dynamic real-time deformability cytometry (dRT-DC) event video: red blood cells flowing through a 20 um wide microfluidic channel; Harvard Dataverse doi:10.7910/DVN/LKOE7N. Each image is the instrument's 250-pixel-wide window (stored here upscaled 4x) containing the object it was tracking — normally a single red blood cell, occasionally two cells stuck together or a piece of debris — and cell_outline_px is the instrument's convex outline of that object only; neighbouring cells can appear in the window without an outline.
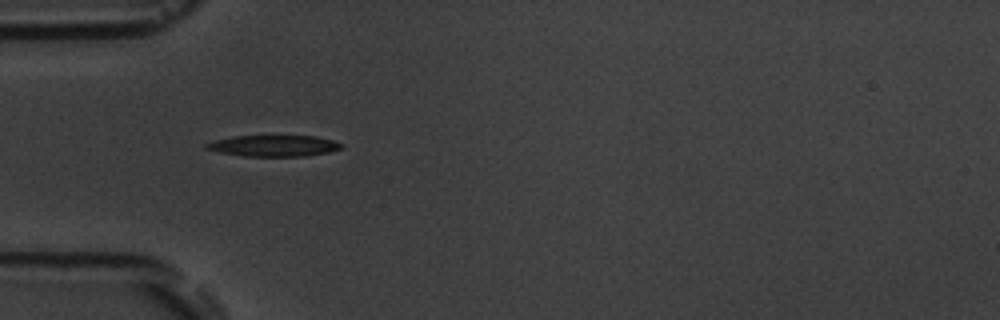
{"species": "common noctule bat (a hibernating species)", "species_latin": "Nyctalus noctula", "temperature_condition": "room temperature", "stored_images_in_passage": 12, "camera_frame_rate_fps": 3000, "um_per_image_px": 0.085, "animal": {"sex": "male", "body_mass_g": 19.5, "forearm_length_mm": 54.6}, "frame": {"image": 1, "passage_image": 4, "time_ms": 4.0, "image_size_px": [1000, 320], "cell_outline_px": [[344, 144], [340, 148], [328, 152], [304, 156], [244, 156], [220, 152], [204, 148], [204, 144], [216, 140], [232, 136], [316, 136], [332, 140]], "centroid_in_image_um": [23.25, 12.39], "position_along_channel_um": 61.7, "area_um2": 16.53}}
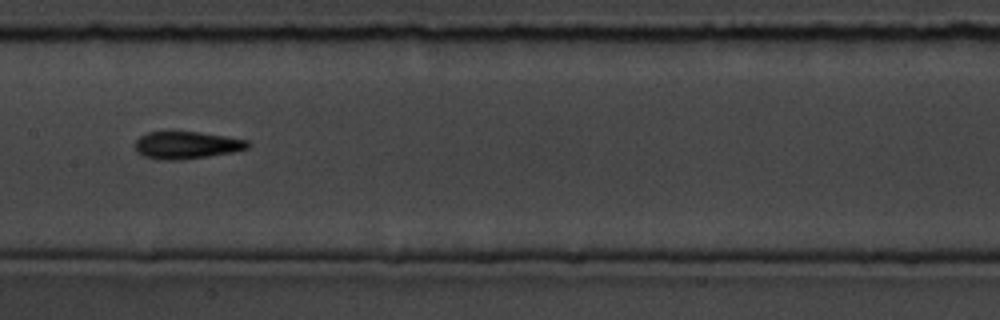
{"frame": {"image": 2, "passage_image": 7, "time_ms": 7.667, "image_size_px": [1000, 320], "cell_outline_px": [[252, 144], [248, 148], [232, 152], [208, 156], [180, 160], [160, 160], [144, 156], [136, 152], [136, 140], [140, 136], [148, 132], [196, 132], [224, 136], [248, 140]], "centroid_in_image_um": [15.86, 12.34], "position_along_channel_um": 191.5, "area_um2": 17.86}}
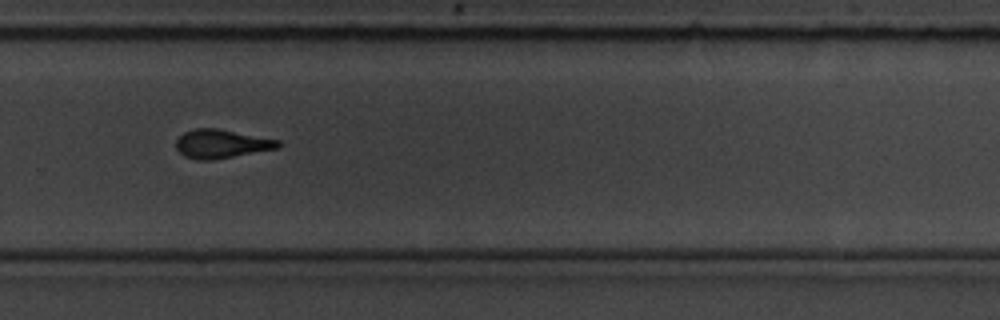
{"frame": {"image": 3, "passage_image": 10, "time_ms": 11.0, "image_size_px": [1000, 320], "cell_outline_px": [[280, 148], [212, 160], [196, 160], [184, 156], [176, 148], [176, 140], [184, 132], [196, 128], [216, 128], [280, 140]], "centroid_in_image_um": [18.82, 12.23], "position_along_channel_um": 311.0, "area_um2": 17.05}, "authors_computed_cell_mechanics": {"area_um2": 17.2533, "velocity_mm_per_s": 3.6002, "shape_relaxation_time_tau1_ms": 3.1469, "shape_relaxation_time_tau2_ms": 2.138, "deformation_change_tau1": 0.1426, "deformation_change_tau2": 0.1006}}